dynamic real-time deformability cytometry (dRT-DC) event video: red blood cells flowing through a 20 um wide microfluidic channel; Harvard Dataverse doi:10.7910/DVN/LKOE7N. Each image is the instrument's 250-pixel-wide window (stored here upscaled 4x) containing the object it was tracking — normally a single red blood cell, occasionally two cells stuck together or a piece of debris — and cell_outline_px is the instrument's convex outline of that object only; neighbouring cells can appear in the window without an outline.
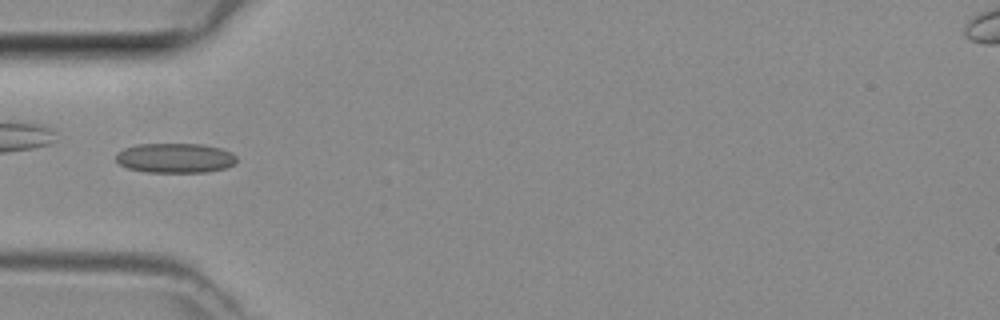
{"species": "common noctule bat (a hibernating species)", "species_latin": "Nyctalus noctula", "temperature_condition": "room temperature", "stored_images_in_passage": 4, "camera_frame_rate_fps": 3000, "um_per_image_px": 0.085, "animal": {"sex": "female", "body_mass_g": 29.2, "forearm_length_mm": 56.3}, "frame": {"image": 1, "passage_image": 3, "time_ms": 0.667, "image_size_px": [1000, 320], "cell_outline_px": [[236, 160], [232, 164], [224, 168], [204, 172], [148, 172], [128, 168], [120, 164], [116, 160], [116, 152], [124, 148], [136, 144], [204, 144], [220, 148], [232, 152], [236, 156]], "centroid_in_image_um": [14.86, 13.42], "position_along_channel_um": 70.1, "area_um2": 20.87}}
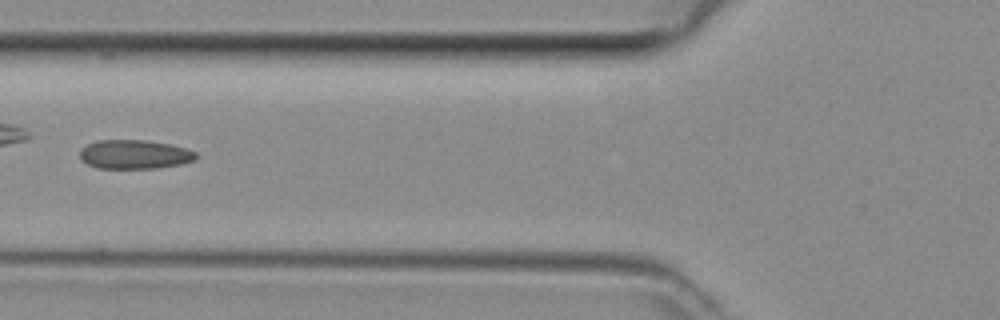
{"frame": {"image": 2, "passage_image": 4, "time_ms": 1.0, "image_size_px": [1000, 320], "cell_outline_px": [[196, 160], [184, 164], [156, 168], [96, 168], [80, 160], [80, 148], [96, 140], [148, 140], [172, 144], [196, 152]], "centroid_in_image_um": [11.43, 13.12], "position_along_channel_um": 114.4, "area_um2": 19.88}}